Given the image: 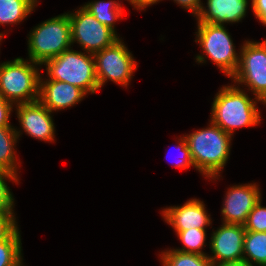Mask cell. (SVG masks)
I'll use <instances>...</instances> for the list:
<instances>
[{"label": "cell", "instance_id": "obj_1", "mask_svg": "<svg viewBox=\"0 0 266 266\" xmlns=\"http://www.w3.org/2000/svg\"><path fill=\"white\" fill-rule=\"evenodd\" d=\"M258 102L265 105L257 97H249L248 93L236 84L224 85L213 99L209 121L233 136L238 128L259 125L262 115L257 108Z\"/></svg>", "mask_w": 266, "mask_h": 266}, {"label": "cell", "instance_id": "obj_2", "mask_svg": "<svg viewBox=\"0 0 266 266\" xmlns=\"http://www.w3.org/2000/svg\"><path fill=\"white\" fill-rule=\"evenodd\" d=\"M194 168L205 178L218 180L230 157L232 135L211 121L206 128L184 135Z\"/></svg>", "mask_w": 266, "mask_h": 266}, {"label": "cell", "instance_id": "obj_3", "mask_svg": "<svg viewBox=\"0 0 266 266\" xmlns=\"http://www.w3.org/2000/svg\"><path fill=\"white\" fill-rule=\"evenodd\" d=\"M41 66L22 57L0 63L2 96L13 105L38 101Z\"/></svg>", "mask_w": 266, "mask_h": 266}, {"label": "cell", "instance_id": "obj_4", "mask_svg": "<svg viewBox=\"0 0 266 266\" xmlns=\"http://www.w3.org/2000/svg\"><path fill=\"white\" fill-rule=\"evenodd\" d=\"M33 28L27 37V59L32 62L43 66L48 59L72 48L68 12L45 20Z\"/></svg>", "mask_w": 266, "mask_h": 266}, {"label": "cell", "instance_id": "obj_5", "mask_svg": "<svg viewBox=\"0 0 266 266\" xmlns=\"http://www.w3.org/2000/svg\"><path fill=\"white\" fill-rule=\"evenodd\" d=\"M43 65L47 77L51 80L67 82L79 87L86 94H95L99 90L95 60L91 53L70 48L48 59Z\"/></svg>", "mask_w": 266, "mask_h": 266}, {"label": "cell", "instance_id": "obj_6", "mask_svg": "<svg viewBox=\"0 0 266 266\" xmlns=\"http://www.w3.org/2000/svg\"><path fill=\"white\" fill-rule=\"evenodd\" d=\"M197 24L195 42L199 43L202 53L195 57L196 63H206L208 58L226 77L231 79L239 65L240 51L236 52L228 29L220 24Z\"/></svg>", "mask_w": 266, "mask_h": 266}, {"label": "cell", "instance_id": "obj_7", "mask_svg": "<svg viewBox=\"0 0 266 266\" xmlns=\"http://www.w3.org/2000/svg\"><path fill=\"white\" fill-rule=\"evenodd\" d=\"M240 47L239 65L231 77L232 83L248 87L247 91L266 103V39L245 40Z\"/></svg>", "mask_w": 266, "mask_h": 266}, {"label": "cell", "instance_id": "obj_8", "mask_svg": "<svg viewBox=\"0 0 266 266\" xmlns=\"http://www.w3.org/2000/svg\"><path fill=\"white\" fill-rule=\"evenodd\" d=\"M93 56L99 90L108 80L127 88L138 65L122 39Z\"/></svg>", "mask_w": 266, "mask_h": 266}, {"label": "cell", "instance_id": "obj_9", "mask_svg": "<svg viewBox=\"0 0 266 266\" xmlns=\"http://www.w3.org/2000/svg\"><path fill=\"white\" fill-rule=\"evenodd\" d=\"M71 23V42L78 43L84 52L94 54L111 46L120 37L100 23L83 6L68 12Z\"/></svg>", "mask_w": 266, "mask_h": 266}, {"label": "cell", "instance_id": "obj_10", "mask_svg": "<svg viewBox=\"0 0 266 266\" xmlns=\"http://www.w3.org/2000/svg\"><path fill=\"white\" fill-rule=\"evenodd\" d=\"M16 116L20 124L15 128L18 138L22 132L40 141L55 142V125L52 112L39 100L32 103L15 105Z\"/></svg>", "mask_w": 266, "mask_h": 266}, {"label": "cell", "instance_id": "obj_11", "mask_svg": "<svg viewBox=\"0 0 266 266\" xmlns=\"http://www.w3.org/2000/svg\"><path fill=\"white\" fill-rule=\"evenodd\" d=\"M246 230L241 224L223 223L213 231L209 241L211 255H207L213 265L243 260Z\"/></svg>", "mask_w": 266, "mask_h": 266}, {"label": "cell", "instance_id": "obj_12", "mask_svg": "<svg viewBox=\"0 0 266 266\" xmlns=\"http://www.w3.org/2000/svg\"><path fill=\"white\" fill-rule=\"evenodd\" d=\"M227 189L221 209L222 222L243 225L254 206L262 199L259 185L253 182L233 185Z\"/></svg>", "mask_w": 266, "mask_h": 266}, {"label": "cell", "instance_id": "obj_13", "mask_svg": "<svg viewBox=\"0 0 266 266\" xmlns=\"http://www.w3.org/2000/svg\"><path fill=\"white\" fill-rule=\"evenodd\" d=\"M161 215L175 231L207 229L212 225L211 215L207 213L204 202L197 198L189 199L183 205L166 207Z\"/></svg>", "mask_w": 266, "mask_h": 266}, {"label": "cell", "instance_id": "obj_14", "mask_svg": "<svg viewBox=\"0 0 266 266\" xmlns=\"http://www.w3.org/2000/svg\"><path fill=\"white\" fill-rule=\"evenodd\" d=\"M86 93L67 82L43 79L40 76L39 101L52 113L75 106L86 97Z\"/></svg>", "mask_w": 266, "mask_h": 266}, {"label": "cell", "instance_id": "obj_15", "mask_svg": "<svg viewBox=\"0 0 266 266\" xmlns=\"http://www.w3.org/2000/svg\"><path fill=\"white\" fill-rule=\"evenodd\" d=\"M249 0H207L196 17L197 23L232 24L242 22Z\"/></svg>", "mask_w": 266, "mask_h": 266}, {"label": "cell", "instance_id": "obj_16", "mask_svg": "<svg viewBox=\"0 0 266 266\" xmlns=\"http://www.w3.org/2000/svg\"><path fill=\"white\" fill-rule=\"evenodd\" d=\"M19 138L15 127H0V168L13 173L18 179L19 162H17L16 143Z\"/></svg>", "mask_w": 266, "mask_h": 266}, {"label": "cell", "instance_id": "obj_17", "mask_svg": "<svg viewBox=\"0 0 266 266\" xmlns=\"http://www.w3.org/2000/svg\"><path fill=\"white\" fill-rule=\"evenodd\" d=\"M83 7L89 11L100 23L109 27L116 34L115 23L121 20L124 13L120 1L115 0H96L85 3Z\"/></svg>", "mask_w": 266, "mask_h": 266}, {"label": "cell", "instance_id": "obj_18", "mask_svg": "<svg viewBox=\"0 0 266 266\" xmlns=\"http://www.w3.org/2000/svg\"><path fill=\"white\" fill-rule=\"evenodd\" d=\"M38 6L33 0H0V25H17Z\"/></svg>", "mask_w": 266, "mask_h": 266}, {"label": "cell", "instance_id": "obj_19", "mask_svg": "<svg viewBox=\"0 0 266 266\" xmlns=\"http://www.w3.org/2000/svg\"><path fill=\"white\" fill-rule=\"evenodd\" d=\"M243 260L253 266H266V232L246 231Z\"/></svg>", "mask_w": 266, "mask_h": 266}, {"label": "cell", "instance_id": "obj_20", "mask_svg": "<svg viewBox=\"0 0 266 266\" xmlns=\"http://www.w3.org/2000/svg\"><path fill=\"white\" fill-rule=\"evenodd\" d=\"M19 227L0 241V266H24Z\"/></svg>", "mask_w": 266, "mask_h": 266}, {"label": "cell", "instance_id": "obj_21", "mask_svg": "<svg viewBox=\"0 0 266 266\" xmlns=\"http://www.w3.org/2000/svg\"><path fill=\"white\" fill-rule=\"evenodd\" d=\"M162 266H214L207 255L178 251L174 248L161 251Z\"/></svg>", "mask_w": 266, "mask_h": 266}, {"label": "cell", "instance_id": "obj_22", "mask_svg": "<svg viewBox=\"0 0 266 266\" xmlns=\"http://www.w3.org/2000/svg\"><path fill=\"white\" fill-rule=\"evenodd\" d=\"M178 239L183 243L182 248H175L178 251L208 255L202 251L205 248L207 233L206 229L190 228L185 231H175Z\"/></svg>", "mask_w": 266, "mask_h": 266}, {"label": "cell", "instance_id": "obj_23", "mask_svg": "<svg viewBox=\"0 0 266 266\" xmlns=\"http://www.w3.org/2000/svg\"><path fill=\"white\" fill-rule=\"evenodd\" d=\"M12 181L15 184L19 183V179L11 172L0 168V207L14 208V196L10 191L7 181Z\"/></svg>", "mask_w": 266, "mask_h": 266}, {"label": "cell", "instance_id": "obj_24", "mask_svg": "<svg viewBox=\"0 0 266 266\" xmlns=\"http://www.w3.org/2000/svg\"><path fill=\"white\" fill-rule=\"evenodd\" d=\"M261 201L254 206L243 224L246 231L266 232V207L261 205Z\"/></svg>", "mask_w": 266, "mask_h": 266}, {"label": "cell", "instance_id": "obj_25", "mask_svg": "<svg viewBox=\"0 0 266 266\" xmlns=\"http://www.w3.org/2000/svg\"><path fill=\"white\" fill-rule=\"evenodd\" d=\"M14 210L0 207V241L5 240L18 227Z\"/></svg>", "mask_w": 266, "mask_h": 266}, {"label": "cell", "instance_id": "obj_26", "mask_svg": "<svg viewBox=\"0 0 266 266\" xmlns=\"http://www.w3.org/2000/svg\"><path fill=\"white\" fill-rule=\"evenodd\" d=\"M178 145L175 147L177 148L180 152L181 155L180 157H178V160L176 163H174L173 165L176 168H180V169H187L189 167H194L191 155H190V150L189 147L187 145V140L185 139L184 135L178 138Z\"/></svg>", "mask_w": 266, "mask_h": 266}, {"label": "cell", "instance_id": "obj_27", "mask_svg": "<svg viewBox=\"0 0 266 266\" xmlns=\"http://www.w3.org/2000/svg\"><path fill=\"white\" fill-rule=\"evenodd\" d=\"M13 107L15 106L0 93V127H14L10 124V115L14 109Z\"/></svg>", "mask_w": 266, "mask_h": 266}, {"label": "cell", "instance_id": "obj_28", "mask_svg": "<svg viewBox=\"0 0 266 266\" xmlns=\"http://www.w3.org/2000/svg\"><path fill=\"white\" fill-rule=\"evenodd\" d=\"M162 0H159V2ZM177 5L188 10L194 17H197L204 5L201 0H173Z\"/></svg>", "mask_w": 266, "mask_h": 266}, {"label": "cell", "instance_id": "obj_29", "mask_svg": "<svg viewBox=\"0 0 266 266\" xmlns=\"http://www.w3.org/2000/svg\"><path fill=\"white\" fill-rule=\"evenodd\" d=\"M252 12L261 24L266 26V0H251Z\"/></svg>", "mask_w": 266, "mask_h": 266}, {"label": "cell", "instance_id": "obj_30", "mask_svg": "<svg viewBox=\"0 0 266 266\" xmlns=\"http://www.w3.org/2000/svg\"><path fill=\"white\" fill-rule=\"evenodd\" d=\"M130 4H132L134 9L137 10H145L146 7L151 6L153 4L159 3V0H127Z\"/></svg>", "mask_w": 266, "mask_h": 266}, {"label": "cell", "instance_id": "obj_31", "mask_svg": "<svg viewBox=\"0 0 266 266\" xmlns=\"http://www.w3.org/2000/svg\"><path fill=\"white\" fill-rule=\"evenodd\" d=\"M214 266H253V265L245 260H241L236 262H225Z\"/></svg>", "mask_w": 266, "mask_h": 266}, {"label": "cell", "instance_id": "obj_32", "mask_svg": "<svg viewBox=\"0 0 266 266\" xmlns=\"http://www.w3.org/2000/svg\"><path fill=\"white\" fill-rule=\"evenodd\" d=\"M4 37V33H0V44H1V41H2V38Z\"/></svg>", "mask_w": 266, "mask_h": 266}]
</instances>
